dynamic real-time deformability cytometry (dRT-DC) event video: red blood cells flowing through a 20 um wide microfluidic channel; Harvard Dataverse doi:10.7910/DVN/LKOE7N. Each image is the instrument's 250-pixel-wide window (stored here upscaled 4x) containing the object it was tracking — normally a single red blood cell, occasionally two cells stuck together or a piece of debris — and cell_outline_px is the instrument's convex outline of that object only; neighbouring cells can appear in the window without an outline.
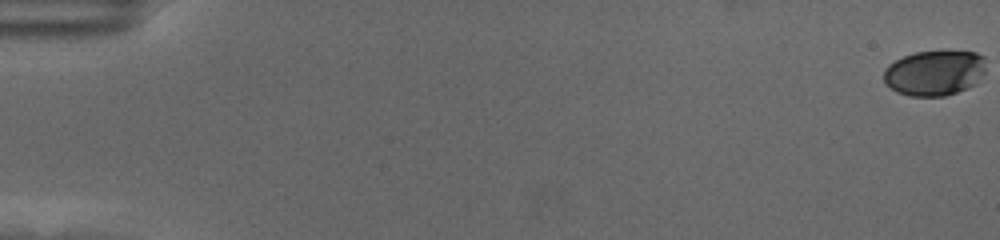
{"species": "human", "species_latin": "Homo sapiens", "temperature_condition": "cold", "stored_images_in_passage": 60, "camera_frame_rate_fps": 3000, "um_per_image_px": 0.085, "donor": {"sex": "female"}, "frame": {"image": 1, "passage_image": 1, "time_ms": 0.0, "image_size_px": [1000, 240], "cell_outline_px": [[984, 72], [976, 84], [968, 88], [944, 96], [908, 96], [896, 92], [884, 84], [884, 68], [888, 64], [904, 56], [916, 52], [976, 52], [984, 56]], "centroid_in_image_um": [79.4, 6.21], "position_along_channel_um": 5.6, "area_um2": 26.99}}
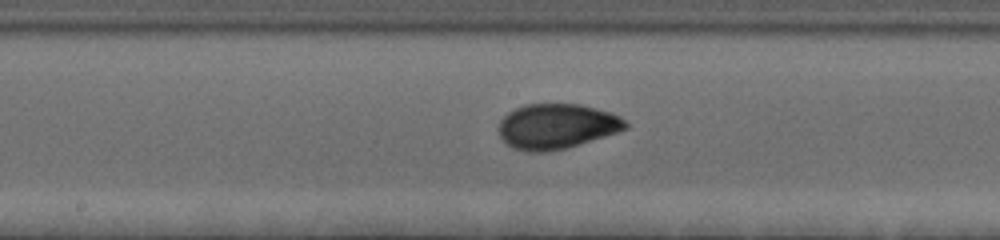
{"frame": {"image": 2, "passage_image": 33, "time_ms": 10.667, "image_size_px": [1000, 240], "cell_outline_px": [[628, 128], [616, 132], [564, 148], [544, 152], [528, 152], [512, 148], [500, 136], [500, 120], [508, 112], [524, 104], [580, 104], [608, 112], [620, 116], [628, 124]], "centroid_in_image_um": [47.29, 10.73], "position_along_channel_um": 200.9, "area_um2": 32.83}}
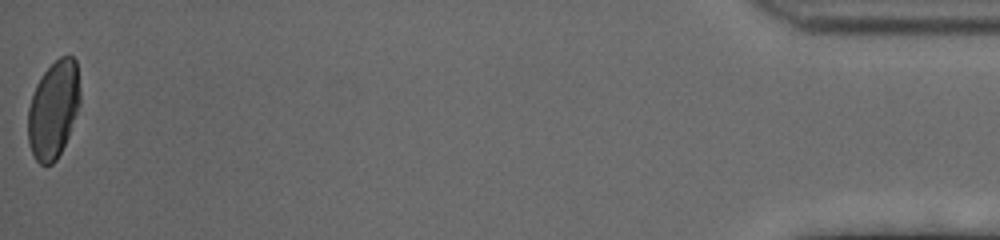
{"frame": {"image": 3, "passage_image": 60, "time_ms": 19.667, "image_size_px": [1000, 240], "cell_outline_px": [[80, 104], [68, 136], [56, 160], [52, 164], [40, 164], [36, 160], [28, 144], [28, 108], [36, 84], [40, 76], [60, 56], [72, 56], [76, 60], [80, 92]], "centroid_in_image_um": [4.54, 9.3], "position_along_channel_um": 430.7, "area_um2": 29.48}, "authors_computed_cell_mechanics": {"area_um2": 31.5877, "velocity_mm_per_s": 3.5247, "shape_relaxation_time_tau1_ms": 4.2836, "shape_relaxation_time_tau2_ms": null, "deformation_change_tau1": 0.1613, "deformation_change_tau2": null}}